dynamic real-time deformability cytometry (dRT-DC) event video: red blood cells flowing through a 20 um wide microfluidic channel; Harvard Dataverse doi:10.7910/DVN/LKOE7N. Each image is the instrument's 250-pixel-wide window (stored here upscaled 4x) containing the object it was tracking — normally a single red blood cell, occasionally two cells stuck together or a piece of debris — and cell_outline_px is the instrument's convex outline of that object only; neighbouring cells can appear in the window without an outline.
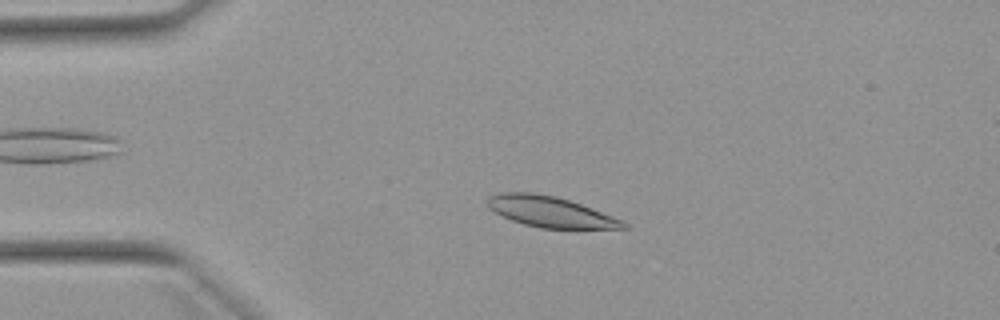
{"species": "Egyptian fruit bat (a non-hibernating species)", "species_latin": "Rousettus aegyptiacus", "temperature_condition": "warm", "stored_images_in_passage": 45, "camera_frame_rate_fps": 3000, "um_per_image_px": 0.085, "animal": {"sex": "female"}, "frame": {"image": 1, "passage_image": 5, "time_ms": 1.333, "image_size_px": [1000, 320], "cell_outline_px": [[628, 228], [540, 228], [524, 224], [512, 220], [488, 208], [488, 196], [500, 192], [532, 192], [556, 196], [592, 208], [624, 220], [628, 224]], "centroid_in_image_um": [46.78, 17.99], "position_along_channel_um": 38.2, "area_um2": 24.16}}
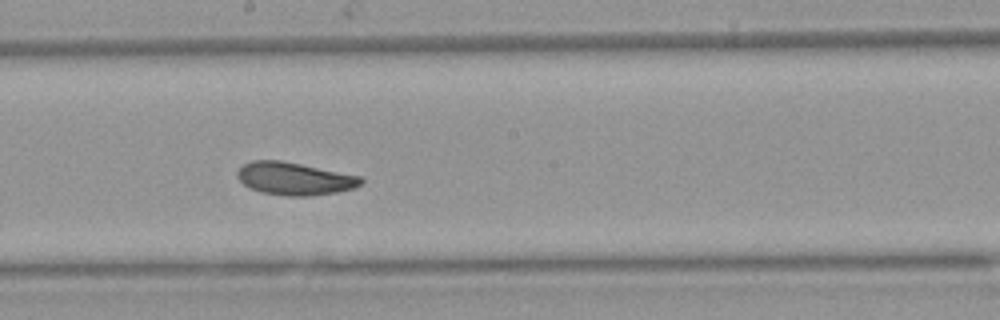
{"frame": {"image": 2, "passage_image": 22, "time_ms": 7.0, "image_size_px": [1000, 320], "cell_outline_px": [[364, 180], [356, 188], [336, 192], [312, 196], [288, 196], [260, 192], [248, 188], [236, 176], [236, 172], [244, 164], [252, 160], [280, 160], [364, 176]], "centroid_in_image_um": [25.05, 15.19], "position_along_channel_um": 223.1, "area_um2": 23.81}}
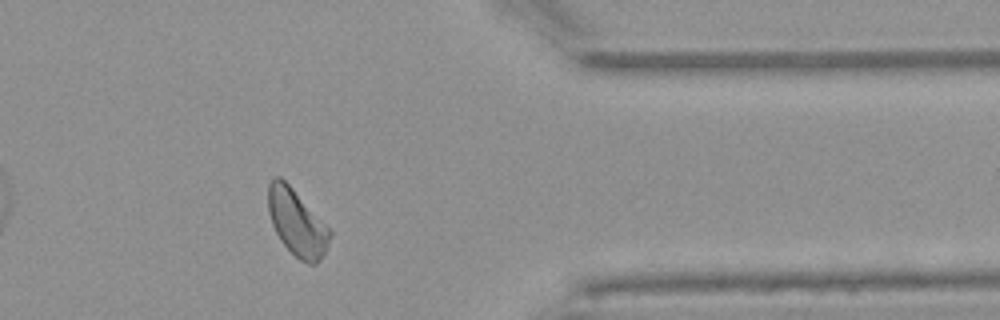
{"frame": {"image": 3, "passage_image": 36, "time_ms": 11.667, "image_size_px": [1000, 320], "cell_outline_px": [[332, 232], [328, 244], [320, 260], [316, 264], [308, 264], [300, 260], [280, 240], [272, 224], [268, 212], [268, 184], [272, 176], [280, 176], [292, 188]], "centroid_in_image_um": [25.2, 18.92], "position_along_channel_um": 386.2, "area_um2": 23.41}, "authors_computed_cell_mechanics": {"area_um2": 23.8714, "velocity_mm_per_s": 3.8666, "shape_relaxation_time_tau1_ms": 3.4495, "shape_relaxation_time_tau2_ms": 2.9341, "deformation_change_tau1": 0.1105, "deformation_change_tau2": 0.0873}}